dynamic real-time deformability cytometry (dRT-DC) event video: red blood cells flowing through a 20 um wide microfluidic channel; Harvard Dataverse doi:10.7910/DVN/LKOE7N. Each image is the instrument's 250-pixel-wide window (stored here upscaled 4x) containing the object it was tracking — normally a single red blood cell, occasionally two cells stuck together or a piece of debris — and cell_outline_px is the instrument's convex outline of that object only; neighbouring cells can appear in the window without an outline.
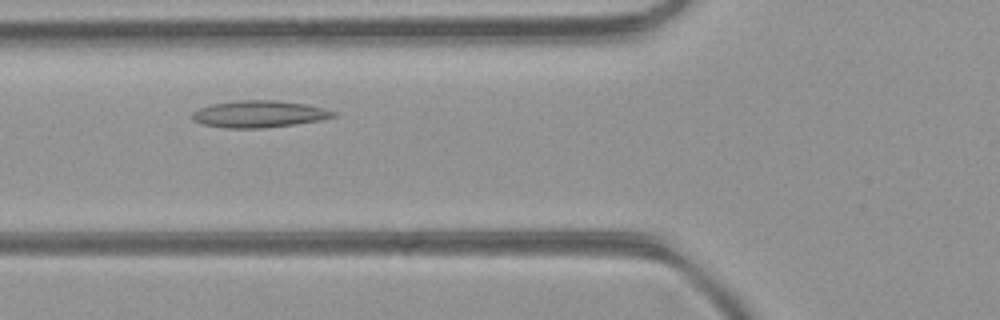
{"species": "common noctule bat (a hibernating species)", "species_latin": "Nyctalus noctula", "temperature_condition": "room temperature", "stored_images_in_passage": 35, "segment_of_instrument_passage": [1, 2], "camera_frame_rate_fps": 3000, "um_per_image_px": 0.085, "animal": {"sex": "female", "body_mass_g": 21.9}, "frame": {"image": 1, "passage_image": 9, "time_ms": 2.667, "image_size_px": [1000, 320], "cell_outline_px": [[336, 116], [320, 120], [296, 124], [260, 128], [224, 128], [204, 124], [192, 120], [192, 112], [200, 108], [212, 104], [240, 100], [276, 100], [308, 104], [324, 108], [336, 112]], "centroid_in_image_um": [22.04, 9.69], "position_along_channel_um": 103.8, "area_um2": 22.08}}
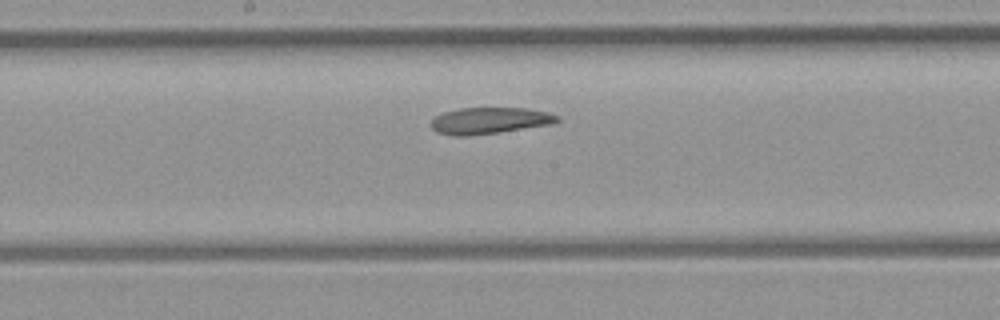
{"frame": {"image": 2, "passage_image": 16, "time_ms": 5.0, "image_size_px": [1000, 320], "cell_outline_px": [[560, 120], [548, 124], [500, 132], [468, 136], [452, 136], [436, 132], [432, 128], [432, 120], [436, 116], [444, 112], [460, 108], [524, 108], [548, 112], [560, 116]], "centroid_in_image_um": [41.59, 10.25], "position_along_channel_um": 206.6, "area_um2": 19.31}}
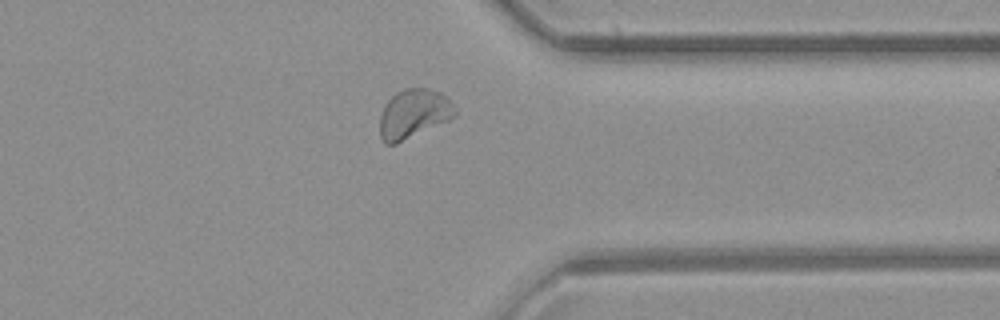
{"frame": {"image": 3, "passage_image": 28, "time_ms": 9.0, "image_size_px": [1000, 320], "cell_outline_px": [[456, 116], [448, 120], [396, 144], [384, 144], [380, 136], [380, 116], [384, 104], [396, 92], [404, 88], [428, 88], [440, 92], [456, 108]], "centroid_in_image_um": [35.13, 9.67], "position_along_channel_um": 376.3, "area_um2": 21.44}}